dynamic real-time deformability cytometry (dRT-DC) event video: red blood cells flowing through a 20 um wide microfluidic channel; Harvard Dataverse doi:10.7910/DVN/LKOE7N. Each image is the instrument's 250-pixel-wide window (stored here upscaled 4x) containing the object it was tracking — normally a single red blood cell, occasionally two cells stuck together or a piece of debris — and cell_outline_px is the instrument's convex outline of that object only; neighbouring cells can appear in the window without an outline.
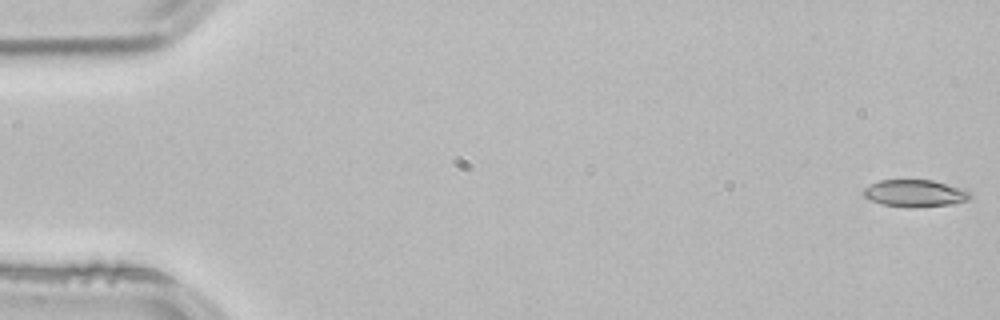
{"species": "common noctule bat (a hibernating species)", "species_latin": "Nyctalus noctula", "temperature_condition": "room temperature", "stored_images_in_passage": 15, "camera_frame_rate_fps": 3000, "um_per_image_px": 0.085, "animal": {"sex": "male", "body_mass_g": 21.5, "forearm_length_mm": 52.0}, "frame": {"image": 1, "passage_image": 1, "time_ms": 0.0, "image_size_px": [1000, 320], "cell_outline_px": [[972, 196], [968, 200], [952, 204], [880, 204], [864, 196], [864, 188], [880, 180], [932, 180], [968, 188], [972, 192]], "centroid_in_image_um": [77.88, 16.36], "position_along_channel_um": 7.1, "area_um2": 16.07}}
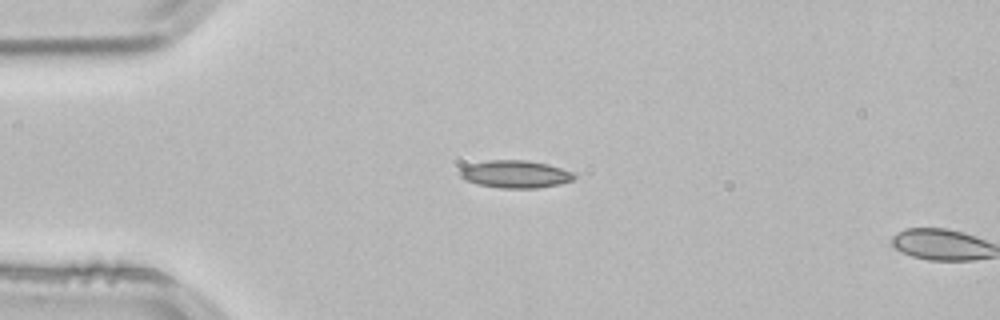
{"frame": {"image": 2, "passage_image": 13, "time_ms": 4.0, "image_size_px": [1000, 320], "cell_outline_px": [[576, 176], [572, 180], [560, 184], [536, 188], [500, 188], [480, 184], [464, 180], [460, 176], [460, 168], [468, 164], [488, 160], [524, 160], [548, 164], [572, 172]], "centroid_in_image_um": [43.77, 14.8], "position_along_channel_um": 41.2, "area_um2": 18.26}}